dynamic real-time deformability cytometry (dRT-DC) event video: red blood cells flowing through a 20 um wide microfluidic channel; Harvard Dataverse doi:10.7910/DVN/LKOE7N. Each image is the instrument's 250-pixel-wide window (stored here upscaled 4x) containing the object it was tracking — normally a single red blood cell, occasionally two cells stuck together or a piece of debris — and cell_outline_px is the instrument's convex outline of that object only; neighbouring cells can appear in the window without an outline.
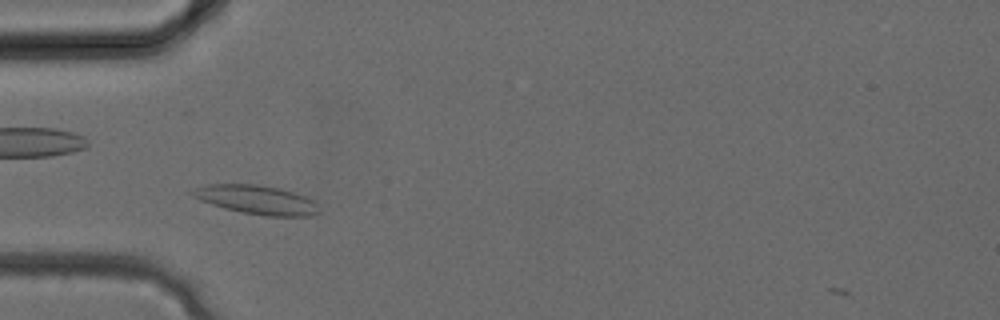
{"species": "common noctule bat (a hibernating species)", "species_latin": "Nyctalus noctula", "temperature_condition": "cold", "stored_images_in_passage": 29, "camera_frame_rate_fps": 3000, "um_per_image_px": 0.085, "animal": {"sex": "female", "body_mass_g": 24.6, "forearm_length_mm": 56.2}, "frame": {"image": 1, "passage_image": 5, "time_ms": 1.333, "image_size_px": [1000, 320], "cell_outline_px": [[320, 212], [312, 216], [264, 216], [224, 208], [200, 200], [192, 196], [188, 192], [192, 188], [208, 184], [256, 184], [280, 188], [316, 200]], "centroid_in_image_um": [21.81, 16.97], "position_along_channel_um": 63.2, "area_um2": 21.5}}
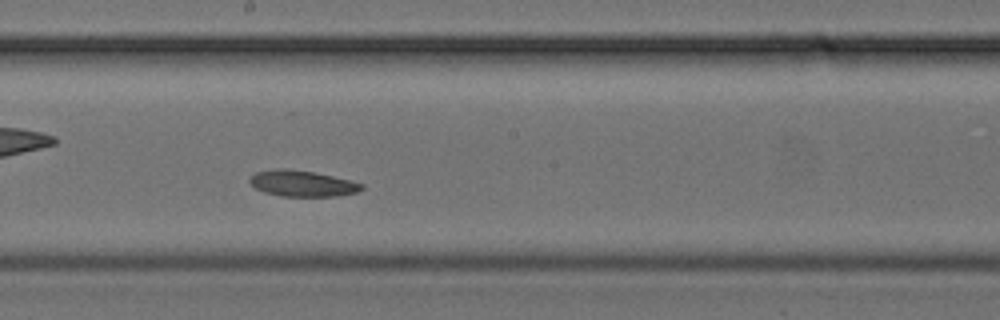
{"frame": {"image": 2, "passage_image": 13, "time_ms": 4.0, "image_size_px": [1000, 320], "cell_outline_px": [[364, 188], [356, 192], [340, 196], [280, 196], [264, 192], [256, 188], [248, 180], [256, 172], [276, 168], [284, 168], [312, 172], [332, 176], [364, 184]], "centroid_in_image_um": [25.69, 15.6], "position_along_channel_um": 222.5, "area_um2": 16.82}}
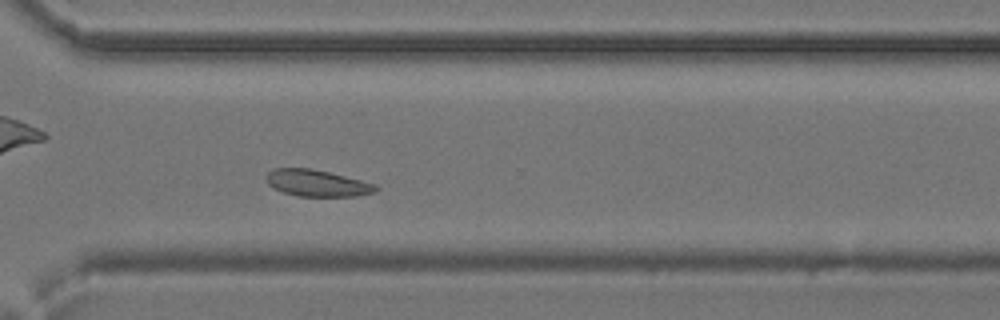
{"frame": {"image": 3, "passage_image": 19, "time_ms": 6.0, "image_size_px": [1000, 320], "cell_outline_px": [[380, 188], [376, 192], [356, 196], [296, 196], [284, 192], [268, 184], [268, 172], [272, 168], [308, 168], [328, 172], [376, 184]], "centroid_in_image_um": [26.99, 15.57], "position_along_channel_um": 343.6, "area_um2": 16.76}}